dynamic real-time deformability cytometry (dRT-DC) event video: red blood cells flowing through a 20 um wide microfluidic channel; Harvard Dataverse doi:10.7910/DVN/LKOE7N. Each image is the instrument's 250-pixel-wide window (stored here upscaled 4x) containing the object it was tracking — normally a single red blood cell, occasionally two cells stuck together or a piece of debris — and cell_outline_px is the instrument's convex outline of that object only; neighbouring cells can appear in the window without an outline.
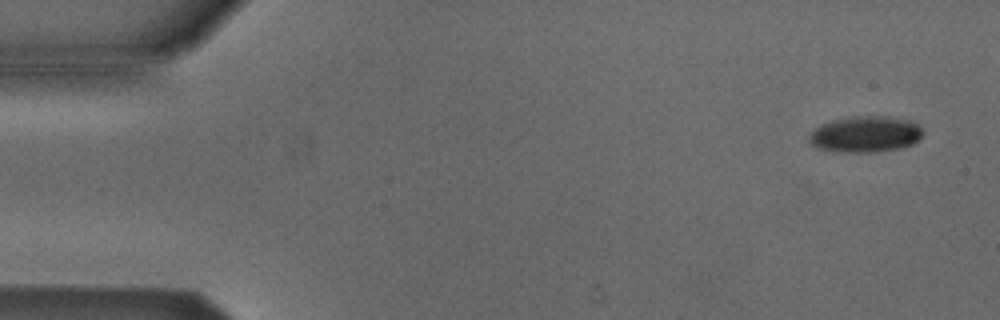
{"species": "Egyptian fruit bat (a non-hibernating species)", "species_latin": "Rousettus aegyptiacus", "temperature_condition": "cold", "stored_images_in_passage": 4, "camera_frame_rate_fps": 3000, "um_per_image_px": 0.085, "animal": {"sex": "male"}, "frame": {"image": 1, "passage_image": 1, "time_ms": 0.0, "image_size_px": [1000, 320], "cell_outline_px": [[920, 136], [912, 144], [900, 148], [876, 152], [840, 152], [816, 148], [808, 140], [808, 136], [820, 124], [832, 120], [856, 116], [884, 116], [908, 120], [916, 124], [920, 128]], "centroid_in_image_um": [73.49, 11.42], "position_along_channel_um": 11.5, "area_um2": 23.7}}
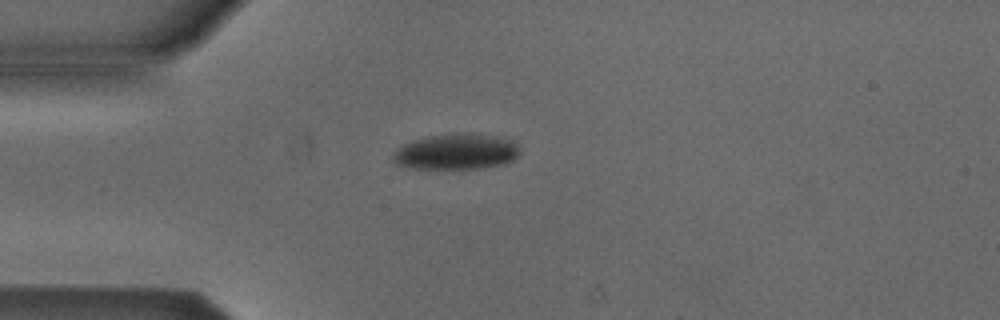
{"frame": {"image": 2, "passage_image": 4, "time_ms": 3.667, "image_size_px": [1000, 320], "cell_outline_px": [[520, 152], [512, 160], [504, 164], [480, 168], [412, 168], [396, 164], [392, 156], [396, 148], [412, 140], [428, 136], [480, 132], [512, 140], [520, 148]], "centroid_in_image_um": [38.8, 12.88], "position_along_channel_um": 46.2, "area_um2": 26.41}}